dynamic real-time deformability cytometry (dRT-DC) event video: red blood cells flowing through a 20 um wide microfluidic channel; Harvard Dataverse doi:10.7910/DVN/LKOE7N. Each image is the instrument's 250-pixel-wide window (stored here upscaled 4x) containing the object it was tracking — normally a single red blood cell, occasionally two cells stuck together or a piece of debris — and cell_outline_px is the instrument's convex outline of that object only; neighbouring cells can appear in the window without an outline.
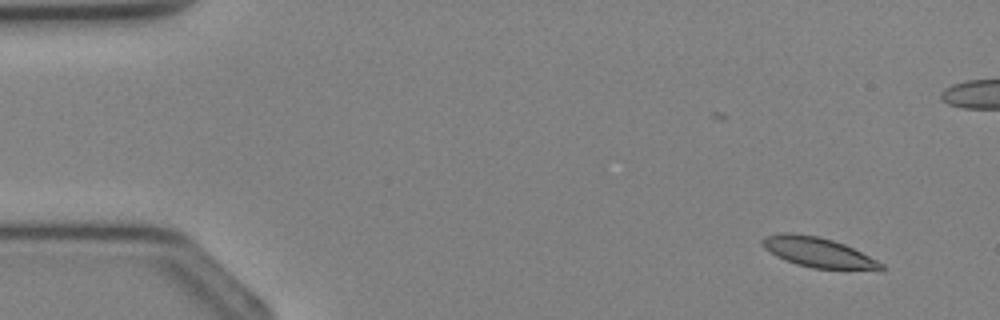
{"species": "Egyptian fruit bat (a non-hibernating species)", "species_latin": "Rousettus aegyptiacus", "temperature_condition": "cold", "stored_images_in_passage": 4, "segment_of_instrument_passage": [2, 2], "camera_frame_rate_fps": 3000, "um_per_image_px": 0.085, "animal": {"sex": "female"}, "frame": {"image": 1, "passage_image": 4, "time_ms": 4.333, "image_size_px": [1000, 320], "cell_outline_px": [[888, 268], [884, 272], [880, 272], [812, 268], [796, 264], [784, 260], [776, 256], [764, 248], [760, 244], [760, 240], [764, 236], [780, 232], [788, 232], [820, 236], [844, 244], [884, 264]], "centroid_in_image_um": [69.6, 21.48], "position_along_channel_um": 15.4, "area_um2": 21.5}}